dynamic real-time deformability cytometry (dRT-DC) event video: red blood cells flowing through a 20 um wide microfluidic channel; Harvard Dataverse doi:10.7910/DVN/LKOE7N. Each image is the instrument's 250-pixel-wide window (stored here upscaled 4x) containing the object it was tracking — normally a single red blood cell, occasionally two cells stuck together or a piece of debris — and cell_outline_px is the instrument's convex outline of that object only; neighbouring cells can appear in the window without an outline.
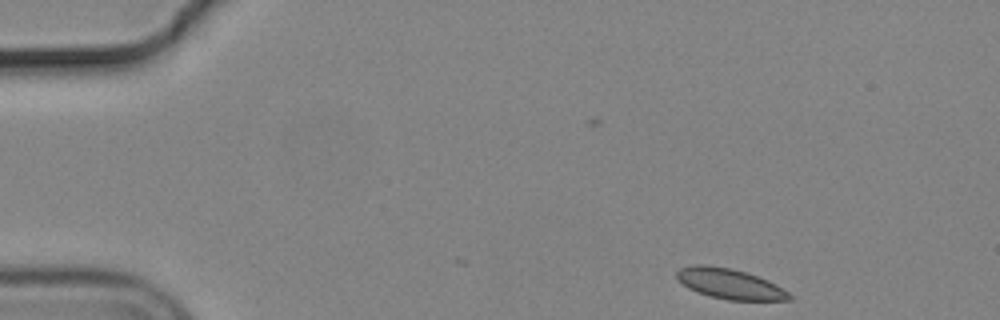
{"species": "common noctule bat (a hibernating species)", "species_latin": "Nyctalus noctula", "temperature_condition": "cold", "stored_images_in_passage": 50, "camera_frame_rate_fps": 3000, "um_per_image_px": 0.085, "animal": {"sex": "male", "body_mass_g": 19.2, "forearm_length_mm": 51.8}, "frame": {"image": 1, "passage_image": 1, "time_ms": 0.0, "image_size_px": [1000, 320], "cell_outline_px": [[792, 300], [728, 300], [712, 296], [688, 288], [676, 280], [676, 272], [680, 268], [692, 264], [704, 264], [732, 268], [768, 280], [776, 284], [788, 292], [792, 296]], "centroid_in_image_um": [62.0, 24.11], "position_along_channel_um": 23.0, "area_um2": 19.83}}
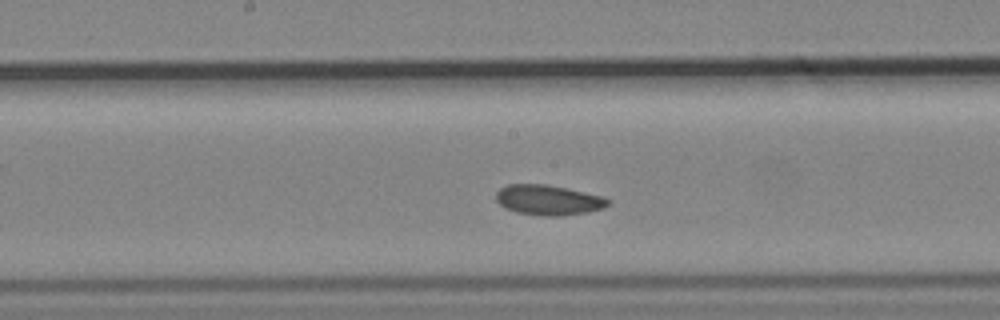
{"frame": {"image": 2, "passage_image": 23, "time_ms": 7.333, "image_size_px": [1000, 320], "cell_outline_px": [[608, 204], [604, 208], [588, 212], [560, 216], [544, 216], [516, 212], [504, 208], [496, 200], [496, 192], [500, 188], [508, 184], [548, 184], [568, 188], [600, 196], [608, 200]], "centroid_in_image_um": [46.56, 17.0], "position_along_channel_um": 201.6, "area_um2": 19.65}}
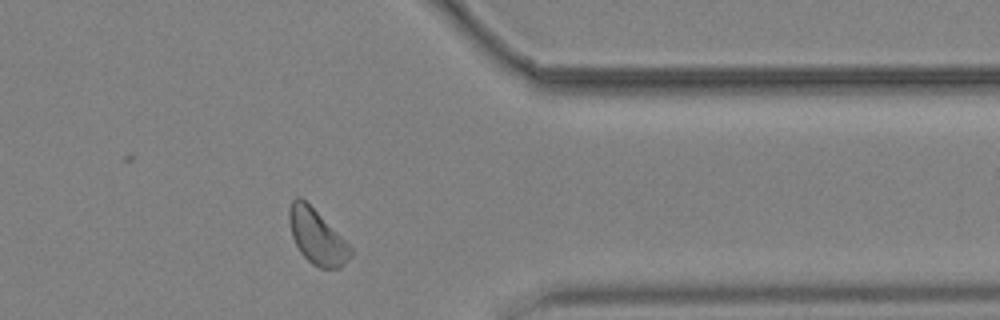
{"frame": {"image": 3, "passage_image": 39, "time_ms": 12.667, "image_size_px": [1000, 320], "cell_outline_px": [[352, 256], [340, 268], [320, 268], [312, 264], [300, 252], [292, 236], [288, 220], [288, 208], [292, 200], [296, 196], [300, 196], [352, 248]], "centroid_in_image_um": [26.9, 20.14], "position_along_channel_um": 384.5, "area_um2": 19.19}, "authors_computed_cell_mechanics": {"area_um2": 19.8254, "velocity_mm_per_s": 3.6452, "shape_relaxation_time_tau1_ms": 3.2237, "shape_relaxation_time_tau2_ms": null, "deformation_change_tau1": 0.0578, "deformation_change_tau2": null}}